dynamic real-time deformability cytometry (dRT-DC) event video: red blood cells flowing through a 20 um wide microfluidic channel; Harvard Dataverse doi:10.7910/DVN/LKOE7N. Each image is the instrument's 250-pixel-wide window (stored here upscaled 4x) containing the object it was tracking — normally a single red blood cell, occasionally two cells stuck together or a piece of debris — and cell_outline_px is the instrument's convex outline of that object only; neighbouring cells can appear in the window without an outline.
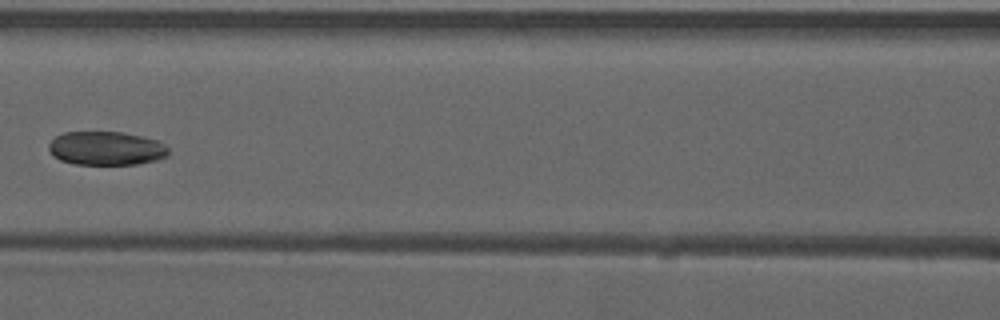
{"species": "common noctule bat (a hibernating species)", "species_latin": "Nyctalus noctula", "temperature_condition": "warm", "stored_images_in_passage": 7, "camera_frame_rate_fps": 3000, "um_per_image_px": 0.085, "animal": {"sex": "male", "forearm_length_mm": 52.5}, "frame": {"image": 1, "passage_image": 7, "time_ms": 2.0, "image_size_px": [1000, 320], "cell_outline_px": [[168, 156], [156, 160], [136, 164], [76, 164], [60, 160], [52, 156], [48, 148], [48, 144], [56, 136], [64, 132], [124, 132], [156, 140], [164, 144], [168, 148]], "centroid_in_image_um": [9.0, 12.61], "position_along_channel_um": 157.6, "area_um2": 23.52}}